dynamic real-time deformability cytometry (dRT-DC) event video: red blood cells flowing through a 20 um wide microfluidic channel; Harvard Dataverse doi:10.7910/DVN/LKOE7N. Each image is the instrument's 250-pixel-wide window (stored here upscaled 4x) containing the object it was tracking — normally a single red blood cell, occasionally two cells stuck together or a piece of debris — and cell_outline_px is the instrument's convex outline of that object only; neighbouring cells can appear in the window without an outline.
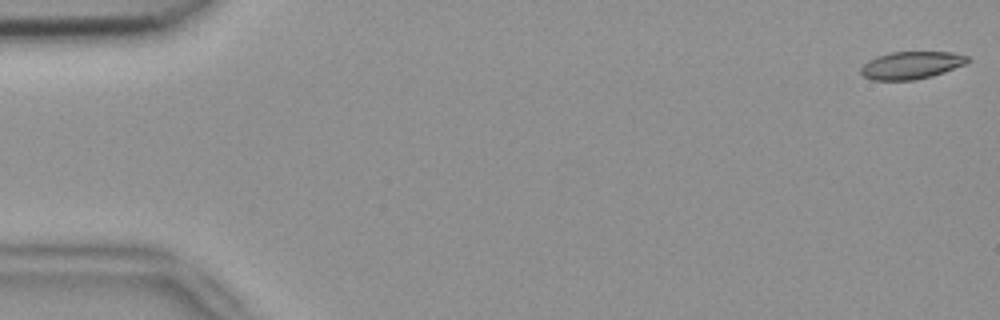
{"species": "common noctule bat (a hibernating species)", "species_latin": "Nyctalus noctula", "temperature_condition": "room temperature", "stored_images_in_passage": 53, "camera_frame_rate_fps": 3000, "um_per_image_px": 0.085, "animal": {"sex": "female", "body_mass_g": 18.4}, "frame": {"image": 1, "passage_image": 1, "time_ms": 0.0, "image_size_px": [1000, 320], "cell_outline_px": [[972, 60], [964, 64], [944, 72], [932, 76], [912, 80], [872, 80], [864, 76], [860, 72], [860, 68], [868, 60], [876, 56], [892, 52], [952, 52], [968, 56]], "centroid_in_image_um": [77.45, 5.54], "position_along_channel_um": 7.5, "area_um2": 17.11}}
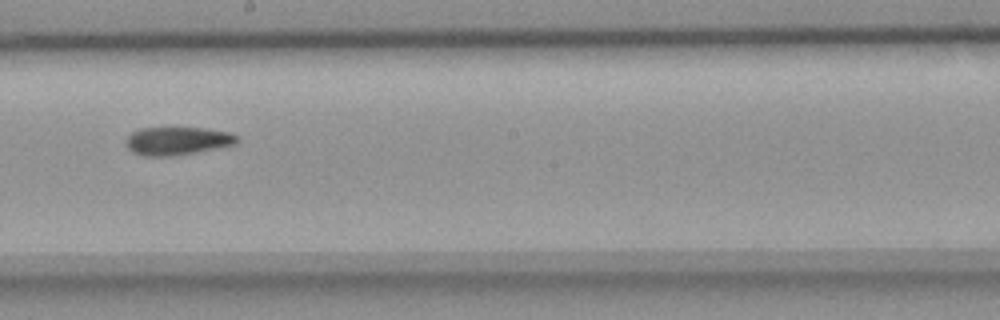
{"frame": {"image": 2, "passage_image": 30, "time_ms": 9.667, "image_size_px": [1000, 320], "cell_outline_px": [[240, 140], [236, 144], [196, 152], [172, 156], [144, 156], [132, 152], [128, 148], [128, 136], [132, 132], [140, 128], [208, 128], [232, 132], [240, 136]], "centroid_in_image_um": [15.16, 11.97], "position_along_channel_um": 233.0, "area_um2": 18.26}}
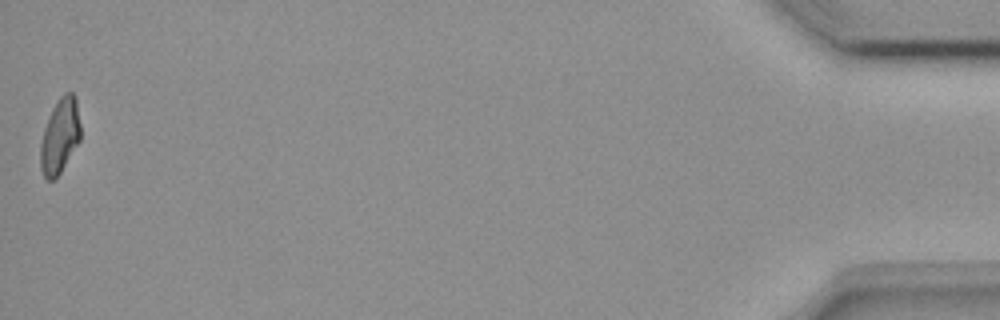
{"frame": {"image": 3, "passage_image": 53, "time_ms": 17.333, "image_size_px": [1000, 320], "cell_outline_px": [[80, 140], [60, 172], [52, 180], [48, 180], [44, 176], [40, 168], [40, 144], [44, 128], [52, 108], [56, 100], [64, 92], [72, 92], [76, 96], [80, 124]], "centroid_in_image_um": [5.09, 11.51], "position_along_channel_um": 430.1, "area_um2": 17.51}, "authors_computed_cell_mechanics": {"area_um2": 18.207, "velocity_mm_per_s": 3.8223, "shape_relaxation_time_tau1_ms": null, "shape_relaxation_time_tau2_ms": 3.6208, "deformation_change_tau1": null, "deformation_change_tau2": 0.1026}}